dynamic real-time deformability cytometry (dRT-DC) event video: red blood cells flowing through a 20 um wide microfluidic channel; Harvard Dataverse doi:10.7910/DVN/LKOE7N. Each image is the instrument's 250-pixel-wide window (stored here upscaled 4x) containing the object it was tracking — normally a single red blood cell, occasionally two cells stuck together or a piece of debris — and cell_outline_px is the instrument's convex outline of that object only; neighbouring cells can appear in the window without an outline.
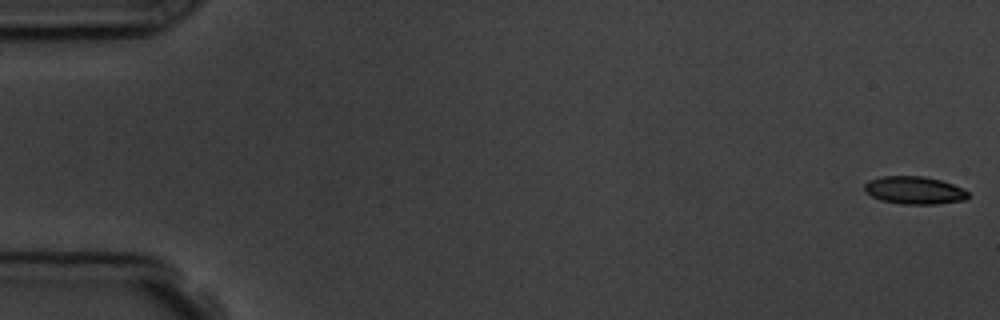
{"species": "common noctule bat (a hibernating species)", "species_latin": "Nyctalus noctula", "temperature_condition": "room temperature", "stored_images_in_passage": 10, "camera_frame_rate_fps": 3000, "um_per_image_px": 0.085, "animal": {"sex": "male", "body_mass_g": 19.5, "forearm_length_mm": 54.6}, "frame": {"image": 1, "passage_image": 1, "time_ms": 0.0, "image_size_px": [1000, 320], "cell_outline_px": [[968, 196], [964, 200], [936, 204], [900, 204], [880, 200], [864, 192], [864, 184], [868, 180], [880, 176], [924, 176], [940, 180], [952, 184], [968, 192]], "centroid_in_image_um": [77.66, 16.17], "position_along_channel_um": 7.3, "area_um2": 16.76}}
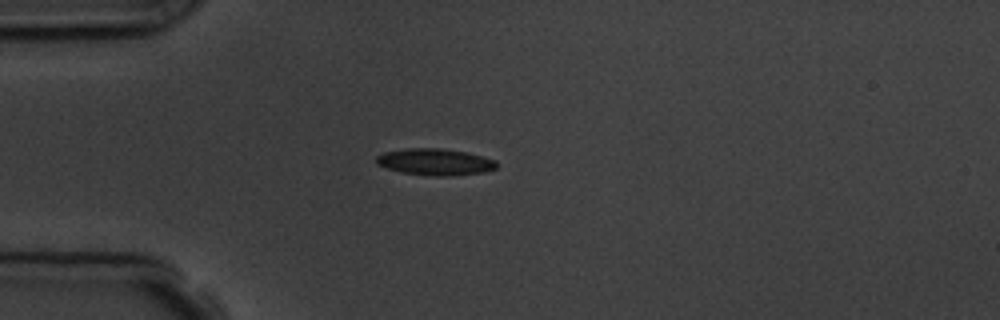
{"frame": {"image": 2, "passage_image": 5, "time_ms": 4.667, "image_size_px": [1000, 320], "cell_outline_px": [[496, 168], [484, 172], [452, 176], [436, 176], [400, 172], [376, 164], [376, 156], [384, 152], [408, 148], [440, 148], [468, 152], [496, 160]], "centroid_in_image_um": [36.99, 13.76], "position_along_channel_um": 48.0, "area_um2": 18.67}}